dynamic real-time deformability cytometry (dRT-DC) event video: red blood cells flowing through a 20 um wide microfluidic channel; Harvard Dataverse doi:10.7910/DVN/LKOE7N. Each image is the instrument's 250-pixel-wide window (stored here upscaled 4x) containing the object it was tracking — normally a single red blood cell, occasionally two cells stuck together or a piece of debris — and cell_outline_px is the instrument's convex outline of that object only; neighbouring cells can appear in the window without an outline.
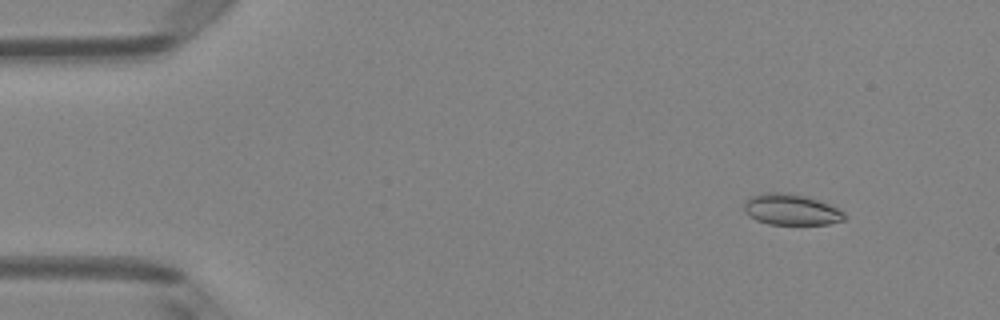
{"species": "Egyptian fruit bat (a non-hibernating species)", "species_latin": "Rousettus aegyptiacus", "temperature_condition": "room temperature", "stored_images_in_passage": 51, "camera_frame_rate_fps": 3000, "um_per_image_px": 0.085, "animal": {"sex": "female"}, "frame": {"image": 1, "passage_image": 6, "time_ms": 1.667, "image_size_px": [1000, 320], "cell_outline_px": [[844, 220], [828, 224], [768, 224], [756, 220], [748, 216], [744, 212], [744, 204], [748, 196], [760, 192], [788, 192], [808, 196], [828, 204], [844, 212]], "centroid_in_image_um": [67.18, 17.79], "position_along_channel_um": 17.8, "area_um2": 18.38}}
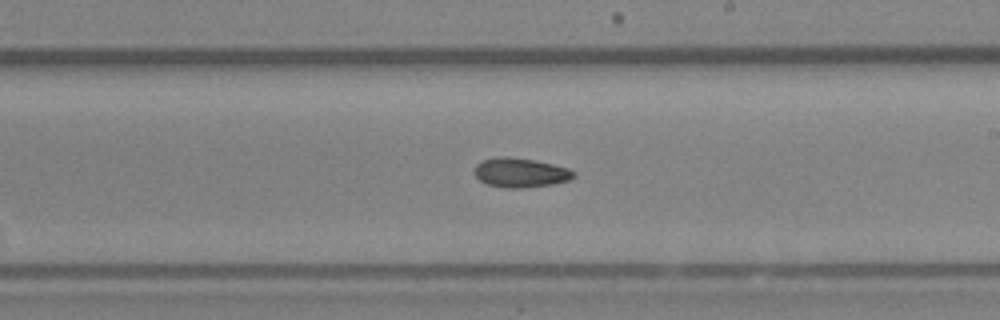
{"frame": {"image": 2, "passage_image": 30, "time_ms": 9.667, "image_size_px": [1000, 320], "cell_outline_px": [[576, 176], [568, 180], [552, 184], [524, 188], [504, 188], [488, 184], [480, 180], [476, 176], [476, 164], [484, 160], [500, 156], [504, 156], [532, 160], [552, 164], [568, 168], [576, 172]], "centroid_in_image_um": [44.27, 14.68], "position_along_channel_um": 244.7, "area_um2": 16.76}}
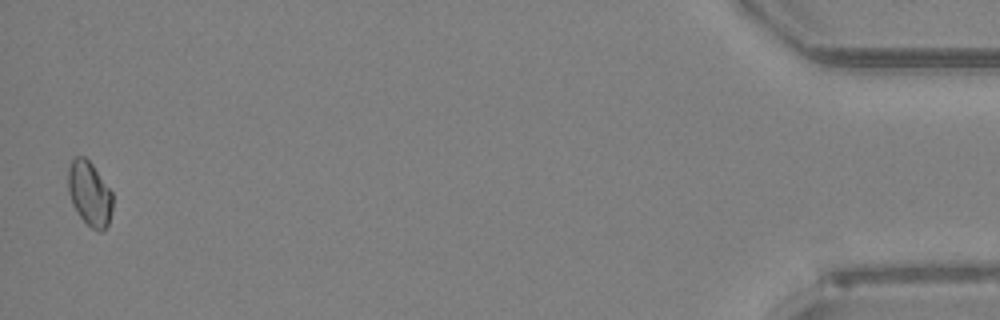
{"frame": {"image": 3, "passage_image": 50, "time_ms": 16.333, "image_size_px": [1000, 320], "cell_outline_px": [[112, 208], [108, 224], [100, 232], [92, 228], [80, 216], [72, 204], [68, 192], [68, 168], [72, 160], [76, 156], [84, 156], [92, 164], [112, 192]], "centroid_in_image_um": [7.6, 16.44], "position_along_channel_um": 427.6, "area_um2": 16.53}, "authors_computed_cell_mechanics": {"area_um2": 16.8776, "velocity_mm_per_s": 4.0797, "shape_relaxation_time_tau1_ms": 2.0147, "shape_relaxation_time_tau2_ms": 7.3051, "deformation_change_tau1": 0.0695, "deformation_change_tau2": 0.1181}}